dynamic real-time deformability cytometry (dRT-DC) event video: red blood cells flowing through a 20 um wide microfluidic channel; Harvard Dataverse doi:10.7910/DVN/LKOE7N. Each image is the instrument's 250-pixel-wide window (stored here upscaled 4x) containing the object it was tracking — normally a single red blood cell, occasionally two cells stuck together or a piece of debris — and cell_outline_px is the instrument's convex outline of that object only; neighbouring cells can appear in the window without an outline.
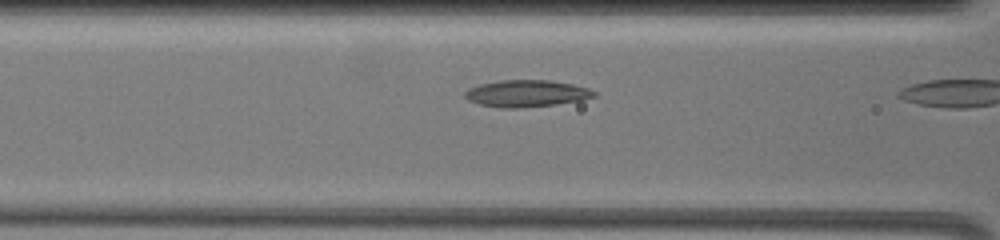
{"species": "common noctule bat (a hibernating species)", "species_latin": "Nyctalus noctula", "temperature_condition": "warm", "stored_images_in_passage": 6, "camera_frame_rate_fps": 3000, "um_per_image_px": 0.085, "animal": {"sex": "female", "body_mass_g": 19.5, "forearm_length_mm": 54.1}, "frame": {"image": 1, "passage_image": 5, "time_ms": 2.667, "image_size_px": [1000, 240], "cell_outline_px": [[596, 96], [580, 100], [556, 104], [516, 108], [500, 108], [480, 104], [468, 100], [464, 96], [464, 92], [468, 88], [480, 84], [500, 80], [548, 80], [572, 84], [588, 88], [596, 92]], "centroid_in_image_um": [44.72, 7.94], "position_along_channel_um": 121.9, "area_um2": 20.11}}